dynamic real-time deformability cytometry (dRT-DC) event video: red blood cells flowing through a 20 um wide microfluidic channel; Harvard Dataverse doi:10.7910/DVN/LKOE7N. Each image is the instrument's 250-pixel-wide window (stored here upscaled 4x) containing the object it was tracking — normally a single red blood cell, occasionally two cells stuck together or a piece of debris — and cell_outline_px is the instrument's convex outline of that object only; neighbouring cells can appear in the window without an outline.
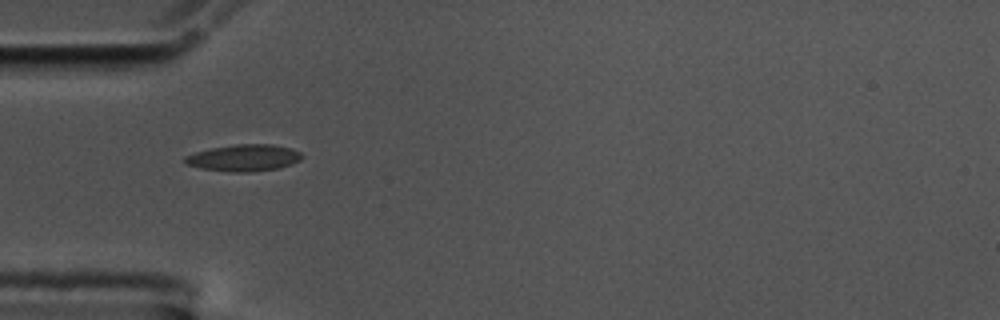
{"species": "common noctule bat (a hibernating species)", "species_latin": "Nyctalus noctula", "temperature_condition": "cold", "stored_images_in_passage": 40, "camera_frame_rate_fps": 3000, "um_per_image_px": 0.085, "animal": {"sex": "male", "body_mass_g": 17.5, "forearm_length_mm": 52.3}, "frame": {"image": 1, "passage_image": 1, "time_ms": 0.0, "image_size_px": [1000, 320], "cell_outline_px": [[304, 156], [300, 160], [292, 164], [280, 168], [248, 172], [228, 172], [200, 168], [184, 164], [184, 156], [196, 152], [212, 148], [236, 144], [272, 144], [292, 148], [300, 152]], "centroid_in_image_um": [20.74, 13.42], "position_along_channel_um": 64.3, "area_um2": 18.38}}
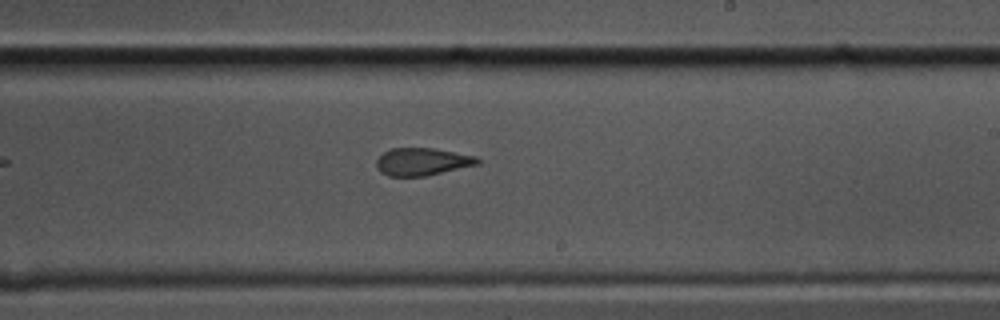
{"frame": {"image": 2, "passage_image": 17, "time_ms": 5.333, "image_size_px": [1000, 320], "cell_outline_px": [[480, 164], [424, 176], [388, 176], [380, 172], [376, 168], [376, 160], [384, 152], [392, 148], [432, 148], [476, 156], [480, 160]], "centroid_in_image_um": [35.87, 13.75], "position_along_channel_um": 253.1, "area_um2": 16.18}}
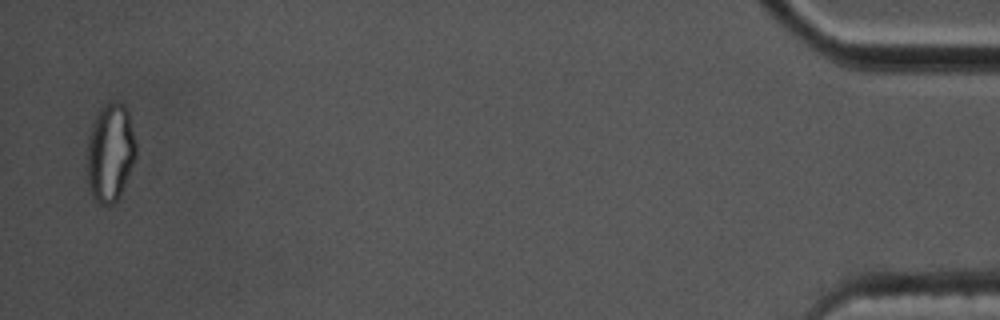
{"frame": {"image": 3, "passage_image": 39, "time_ms": 12.667, "image_size_px": [1000, 320], "cell_outline_px": [[136, 156], [120, 196], [112, 204], [100, 204], [92, 196], [88, 188], [88, 136], [92, 124], [96, 116], [104, 104], [124, 104], [128, 108], [136, 140]], "centroid_in_image_um": [9.39, 12.98], "position_along_channel_um": 425.8, "area_um2": 27.86}, "authors_computed_cell_mechanics": {"area_um2": 17.1955, "velocity_mm_per_s": 3.5593, "shape_relaxation_time_tau1_ms": null, "shape_relaxation_time_tau2_ms": 2.0126, "deformation_change_tau1": null, "deformation_change_tau2": 0.101}}